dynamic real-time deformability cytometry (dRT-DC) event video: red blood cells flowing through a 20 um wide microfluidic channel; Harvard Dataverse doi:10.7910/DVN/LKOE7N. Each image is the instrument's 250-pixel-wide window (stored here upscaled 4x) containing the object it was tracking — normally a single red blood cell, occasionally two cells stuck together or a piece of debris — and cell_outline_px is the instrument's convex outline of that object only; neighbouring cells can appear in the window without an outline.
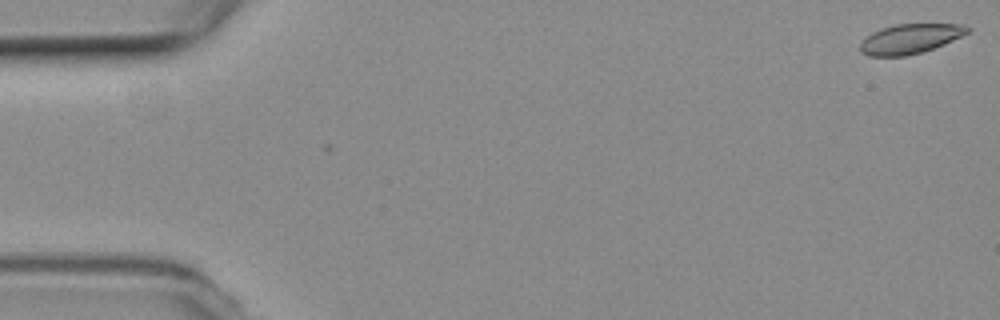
{"species": "common noctule bat (a hibernating species)", "species_latin": "Nyctalus noctula", "temperature_condition": "room temperature", "stored_images_in_passage": 2, "camera_frame_rate_fps": 3000, "um_per_image_px": 0.085, "animal": {"sex": "female", "body_mass_g": 19.3, "forearm_length_mm": 54.1}, "frame": {"image": 1, "passage_image": 2, "time_ms": 0.333, "image_size_px": [1000, 320], "cell_outline_px": [[972, 28], [968, 32], [944, 44], [920, 52], [904, 56], [868, 56], [860, 52], [860, 44], [872, 32], [880, 28], [896, 24], [964, 24]], "centroid_in_image_um": [77.34, 3.29], "position_along_channel_um": 7.7, "area_um2": 18.38}}